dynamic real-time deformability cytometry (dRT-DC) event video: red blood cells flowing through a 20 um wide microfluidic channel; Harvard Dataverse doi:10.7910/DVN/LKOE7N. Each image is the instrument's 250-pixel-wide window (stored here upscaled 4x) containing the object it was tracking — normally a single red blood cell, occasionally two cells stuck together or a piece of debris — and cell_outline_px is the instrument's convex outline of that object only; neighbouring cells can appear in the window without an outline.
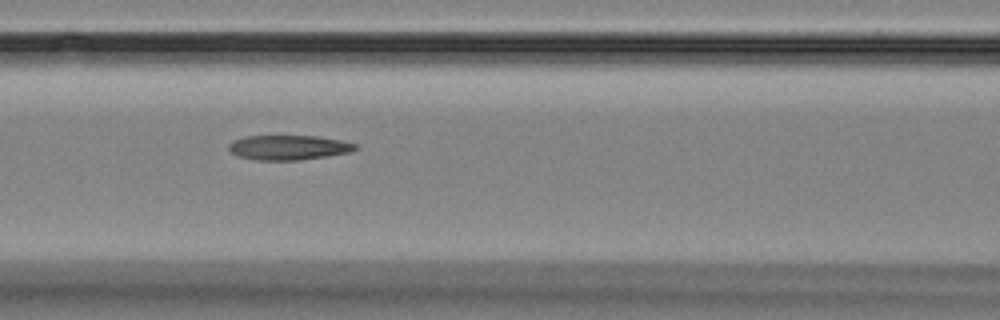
{"species": "Egyptian fruit bat (a non-hibernating species)", "species_latin": "Rousettus aegyptiacus", "temperature_condition": "room temperature", "stored_images_in_passage": 11, "camera_frame_rate_fps": 3000, "um_per_image_px": 0.085, "animal": {"sex": "female"}, "frame": {"image": 1, "passage_image": 8, "time_ms": 8.0, "image_size_px": [1000, 320], "cell_outline_px": [[360, 148], [352, 152], [328, 156], [300, 160], [256, 160], [236, 156], [228, 148], [228, 144], [232, 140], [244, 136], [320, 136], [340, 140], [356, 144]], "centroid_in_image_um": [24.54, 12.54], "position_along_channel_um": 142.1, "area_um2": 18.5}}
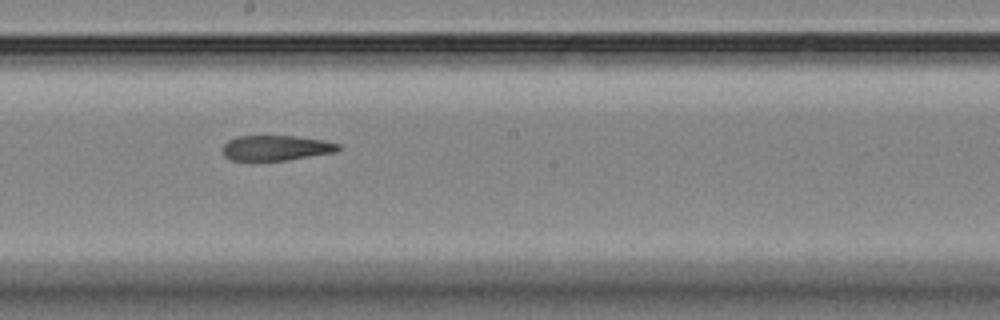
{"frame": {"image": 2, "passage_image": 10, "time_ms": 10.333, "image_size_px": [1000, 320], "cell_outline_px": [[344, 148], [336, 152], [288, 160], [228, 160], [220, 152], [220, 148], [228, 140], [236, 136], [296, 136], [324, 140], [340, 144]], "centroid_in_image_um": [23.45, 12.57], "position_along_channel_um": 224.7, "area_um2": 17.34}}
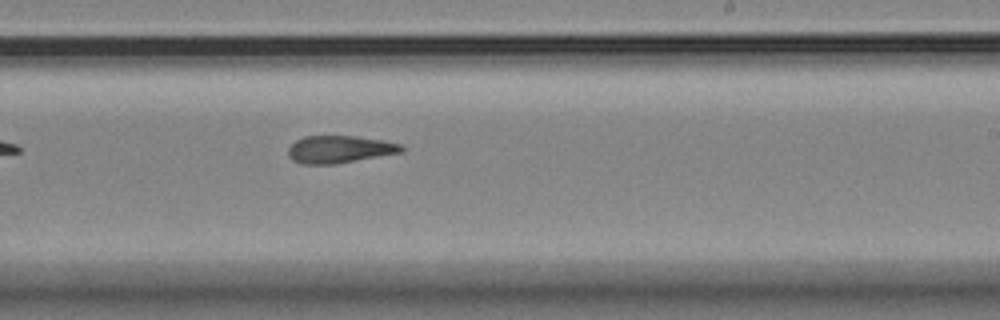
{"frame": {"image": 3, "passage_image": 11, "time_ms": 11.333, "image_size_px": [1000, 320], "cell_outline_px": [[404, 152], [336, 164], [300, 164], [292, 160], [288, 156], [288, 148], [296, 140], [304, 136], [356, 136], [384, 140], [404, 144]], "centroid_in_image_um": [28.89, 12.69], "position_along_channel_um": 260.1, "area_um2": 18.38}}